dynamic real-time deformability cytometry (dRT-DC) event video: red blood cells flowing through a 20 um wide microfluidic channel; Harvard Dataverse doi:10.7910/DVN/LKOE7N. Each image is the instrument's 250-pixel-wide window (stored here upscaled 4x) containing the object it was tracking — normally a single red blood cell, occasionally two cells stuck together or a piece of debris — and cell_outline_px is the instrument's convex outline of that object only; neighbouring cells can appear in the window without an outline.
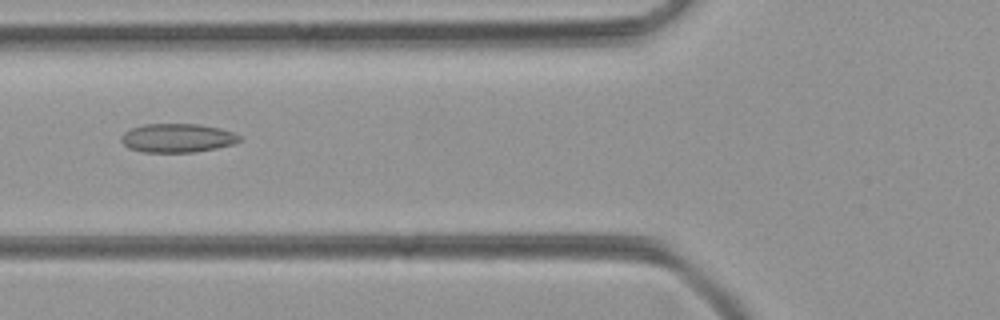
{"species": "common noctule bat (a hibernating species)", "species_latin": "Nyctalus noctula", "temperature_condition": "room temperature", "stored_images_in_passage": 50, "camera_frame_rate_fps": 3000, "um_per_image_px": 0.085, "animal": {"sex": "female", "body_mass_g": 21.9}, "frame": {"image": 1, "passage_image": 19, "time_ms": 6.0, "image_size_px": [1000, 320], "cell_outline_px": [[240, 140], [232, 144], [216, 148], [192, 152], [144, 152], [128, 148], [120, 140], [120, 136], [124, 132], [132, 128], [144, 124], [200, 124], [220, 128], [232, 132], [240, 136]], "centroid_in_image_um": [15.04, 11.72], "position_along_channel_um": 110.8, "area_um2": 19.77}}
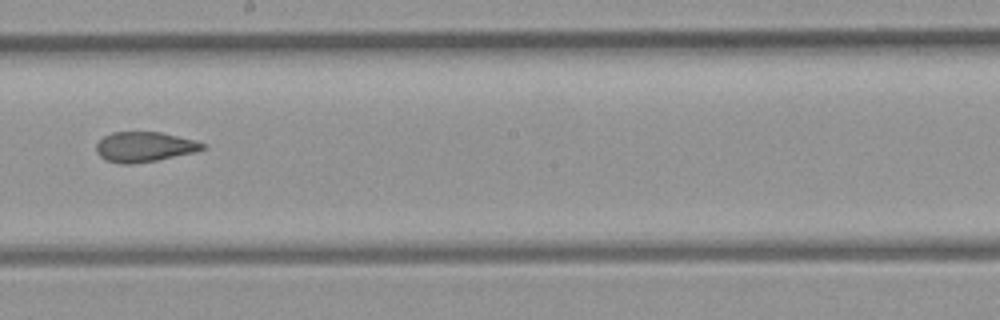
{"frame": {"image": 2, "passage_image": 28, "time_ms": 9.0, "image_size_px": [1000, 320], "cell_outline_px": [[208, 148], [196, 152], [156, 160], [132, 164], [120, 164], [104, 160], [96, 152], [96, 144], [104, 136], [112, 132], [160, 132], [196, 140], [208, 144]], "centroid_in_image_um": [12.31, 12.48], "position_along_channel_um": 235.9, "area_um2": 18.84}}
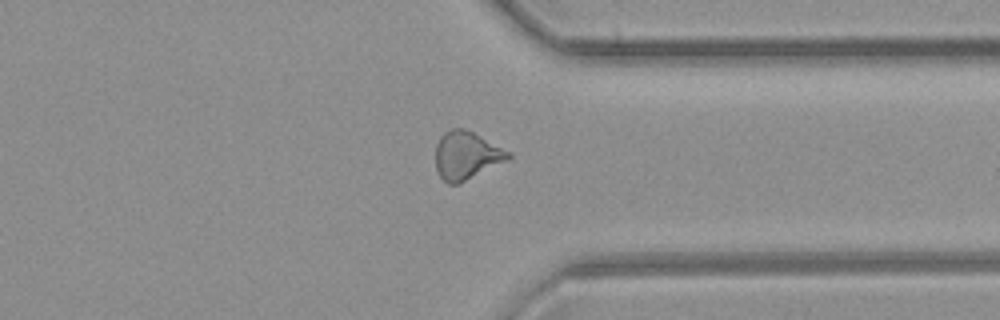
{"frame": {"image": 3, "passage_image": 38, "time_ms": 12.333, "image_size_px": [1000, 320], "cell_outline_px": [[512, 156], [508, 160], [460, 184], [448, 184], [440, 176], [436, 168], [436, 144], [440, 136], [444, 132], [452, 128], [464, 128], [512, 152]], "centroid_in_image_um": [39.66, 13.22], "position_along_channel_um": 371.7, "area_um2": 20.46}}